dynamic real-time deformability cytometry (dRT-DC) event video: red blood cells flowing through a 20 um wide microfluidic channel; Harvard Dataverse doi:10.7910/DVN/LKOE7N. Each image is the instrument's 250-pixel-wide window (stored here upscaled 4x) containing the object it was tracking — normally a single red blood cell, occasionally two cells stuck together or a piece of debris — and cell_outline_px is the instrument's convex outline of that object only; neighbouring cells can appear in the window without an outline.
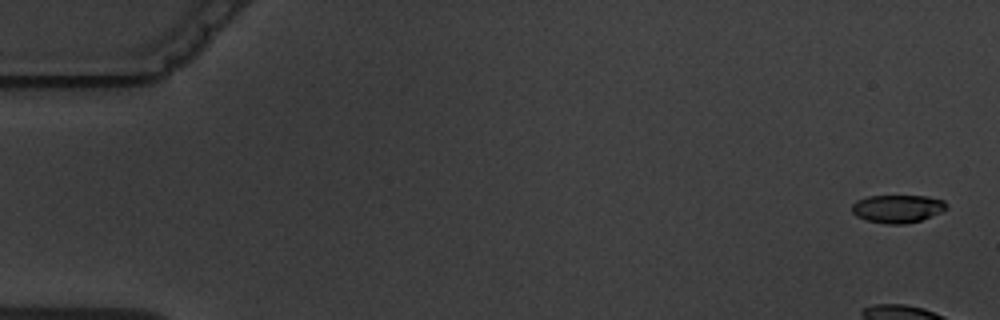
{"species": "common noctule bat (a hibernating species)", "species_latin": "Nyctalus noctula", "temperature_condition": "warm", "stored_images_in_passage": 7, "camera_frame_rate_fps": 3000, "um_per_image_px": 0.085, "animal": {"sex": "male", "body_mass_g": 19.5, "forearm_length_mm": 54.6}, "frame": {"image": 1, "passage_image": 1, "time_ms": 0.0, "image_size_px": [1000, 320], "cell_outline_px": [[948, 208], [940, 212], [920, 220], [904, 224], [888, 224], [868, 220], [856, 216], [852, 212], [852, 204], [856, 200], [868, 196], [928, 196], [944, 200], [948, 204]], "centroid_in_image_um": [76.3, 17.72], "position_along_channel_um": 8.7, "area_um2": 15.37}}
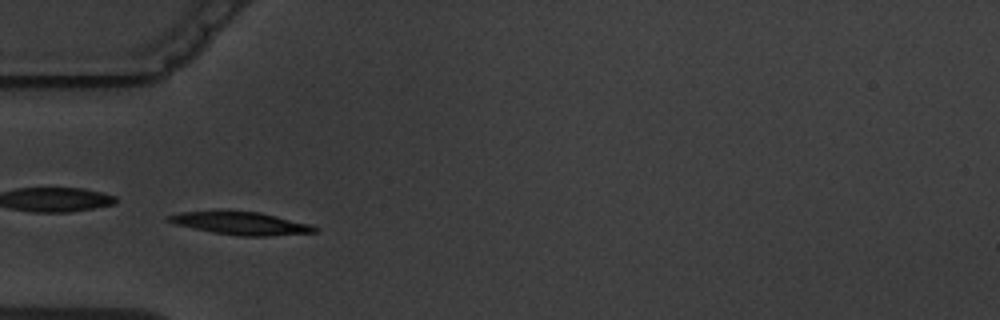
{"frame": {"image": 2, "passage_image": 6, "time_ms": 6.0, "image_size_px": [1000, 320], "cell_outline_px": [[316, 232], [268, 236], [240, 236], [212, 232], [176, 224], [168, 220], [168, 216], [180, 212], [260, 212], [312, 224], [316, 228]], "centroid_in_image_um": [20.55, 19.0], "position_along_channel_um": 64.5, "area_um2": 18.84}}